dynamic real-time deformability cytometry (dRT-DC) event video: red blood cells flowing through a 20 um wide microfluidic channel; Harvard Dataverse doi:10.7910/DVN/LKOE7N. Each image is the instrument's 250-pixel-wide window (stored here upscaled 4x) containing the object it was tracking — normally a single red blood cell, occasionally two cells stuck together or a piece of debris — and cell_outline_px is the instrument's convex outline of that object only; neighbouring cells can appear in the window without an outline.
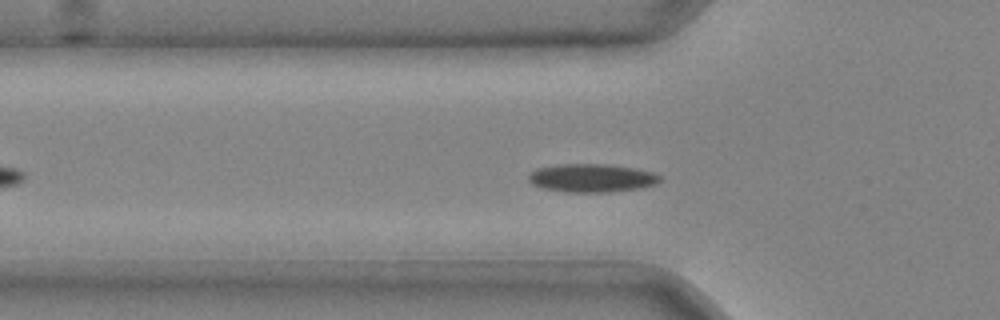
{"species": "common noctule bat (a hibernating species)", "species_latin": "Nyctalus noctula", "temperature_condition": "cold", "stored_images_in_passage": 38, "segment_of_instrument_passage": [1, 2], "camera_frame_rate_fps": 3000, "um_per_image_px": 0.085, "animal": {"sex": "male", "body_mass_g": 20.4}, "frame": {"image": 1, "passage_image": 9, "time_ms": 2.667, "image_size_px": [1000, 320], "cell_outline_px": [[660, 180], [656, 184], [640, 188], [608, 192], [564, 192], [544, 188], [532, 184], [528, 180], [528, 176], [536, 168], [556, 164], [604, 164], [636, 168], [652, 172], [660, 176]], "centroid_in_image_um": [50.28, 15.13], "position_along_channel_um": 75.5, "area_um2": 21.68}}
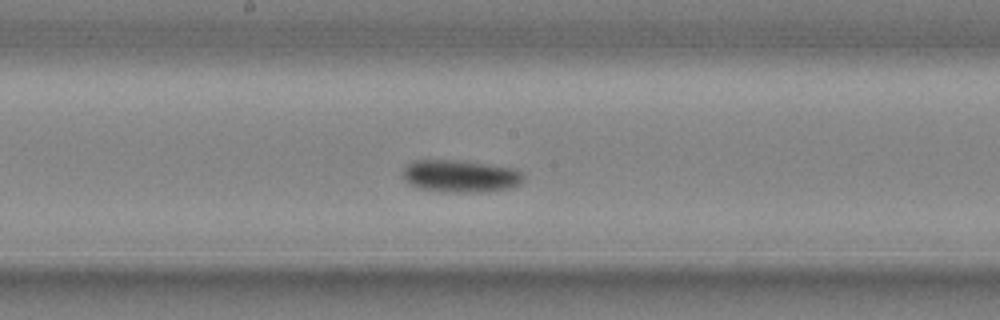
{"frame": {"image": 2, "passage_image": 18, "time_ms": 5.667, "image_size_px": [1000, 320], "cell_outline_px": [[524, 180], [520, 184], [512, 188], [488, 192], [440, 192], [416, 188], [404, 180], [404, 168], [412, 160], [456, 160], [488, 164], [512, 168], [520, 172], [524, 176]], "centroid_in_image_um": [39.14, 14.99], "position_along_channel_um": 209.1, "area_um2": 23.0}}
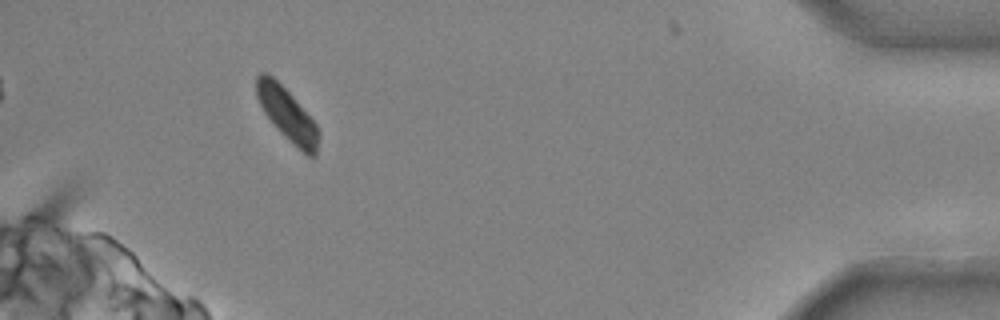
{"frame": {"image": 3, "passage_image": 35, "time_ms": 11.333, "image_size_px": [1000, 320], "cell_outline_px": [[320, 136], [316, 156], [308, 156], [288, 140], [276, 128], [264, 112], [256, 96], [256, 76], [260, 72], [268, 72], [292, 96], [316, 124], [320, 132]], "centroid_in_image_um": [24.41, 9.73], "position_along_channel_um": 410.8, "area_um2": 19.02}}